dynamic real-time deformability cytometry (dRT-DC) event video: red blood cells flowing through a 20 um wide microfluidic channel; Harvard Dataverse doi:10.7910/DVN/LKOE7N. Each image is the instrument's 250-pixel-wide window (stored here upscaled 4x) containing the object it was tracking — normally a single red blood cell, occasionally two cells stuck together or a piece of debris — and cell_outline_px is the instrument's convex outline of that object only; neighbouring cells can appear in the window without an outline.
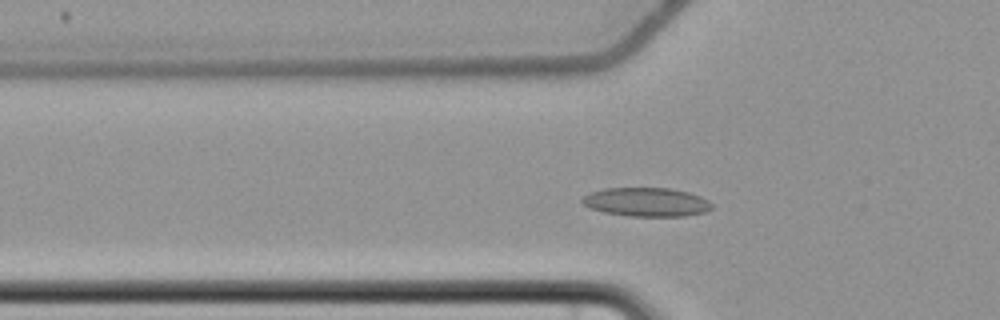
{"species": "common noctule bat (a hibernating species)", "species_latin": "Nyctalus noctula", "temperature_condition": "cold", "stored_images_in_passage": 36, "camera_frame_rate_fps": 3000, "um_per_image_px": 0.085, "animal": {"sex": "female", "body_mass_g": 22.7, "forearm_length_mm": 54.2}, "frame": {"image": 1, "passage_image": 5, "time_ms": 1.333, "image_size_px": [1000, 320], "cell_outline_px": [[712, 208], [704, 212], [684, 216], [628, 216], [604, 212], [592, 208], [584, 204], [580, 200], [588, 192], [604, 188], [672, 188], [688, 192], [700, 196], [708, 200], [712, 204]], "centroid_in_image_um": [54.94, 17.16], "position_along_channel_um": 70.9, "area_um2": 21.79}}
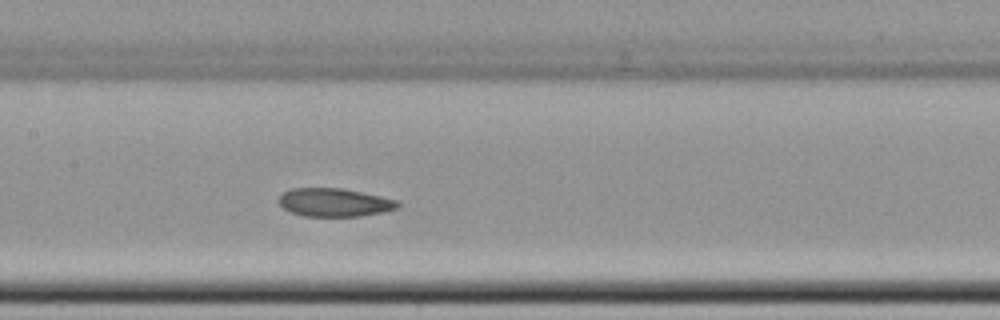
{"frame": {"image": 2, "passage_image": 14, "time_ms": 4.333, "image_size_px": [1000, 320], "cell_outline_px": [[400, 208], [384, 212], [360, 216], [304, 216], [292, 212], [284, 208], [276, 200], [284, 192], [292, 188], [340, 188], [400, 200]], "centroid_in_image_um": [28.46, 17.21], "position_along_channel_um": 178.9, "area_um2": 19.65}}
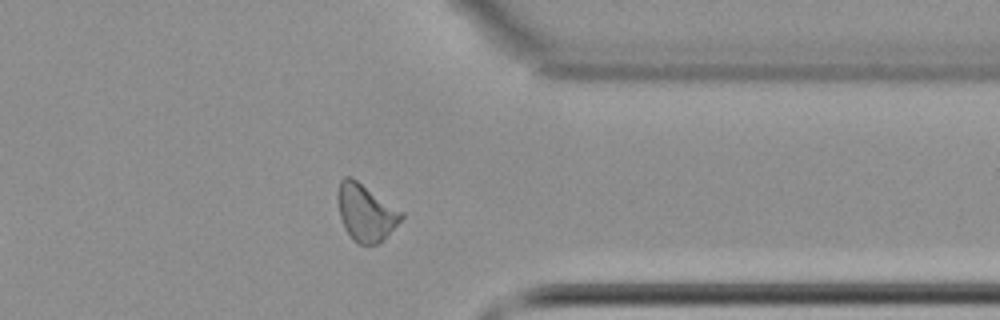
{"frame": {"image": 3, "passage_image": 31, "time_ms": 10.0, "image_size_px": [1000, 320], "cell_outline_px": [[404, 216], [384, 240], [376, 244], [356, 244], [352, 240], [344, 228], [340, 216], [336, 196], [336, 192], [340, 180], [344, 176], [352, 176], [404, 212]], "centroid_in_image_um": [31.07, 18.05], "position_along_channel_um": 380.3, "area_um2": 21.5}, "authors_computed_cell_mechanics": {"area_um2": 20.5768, "velocity_mm_per_s": 3.6524, "shape_relaxation_time_tau1_ms": null, "shape_relaxation_time_tau2_ms": 7.4798, "deformation_change_tau1": null, "deformation_change_tau2": 0.1175}}